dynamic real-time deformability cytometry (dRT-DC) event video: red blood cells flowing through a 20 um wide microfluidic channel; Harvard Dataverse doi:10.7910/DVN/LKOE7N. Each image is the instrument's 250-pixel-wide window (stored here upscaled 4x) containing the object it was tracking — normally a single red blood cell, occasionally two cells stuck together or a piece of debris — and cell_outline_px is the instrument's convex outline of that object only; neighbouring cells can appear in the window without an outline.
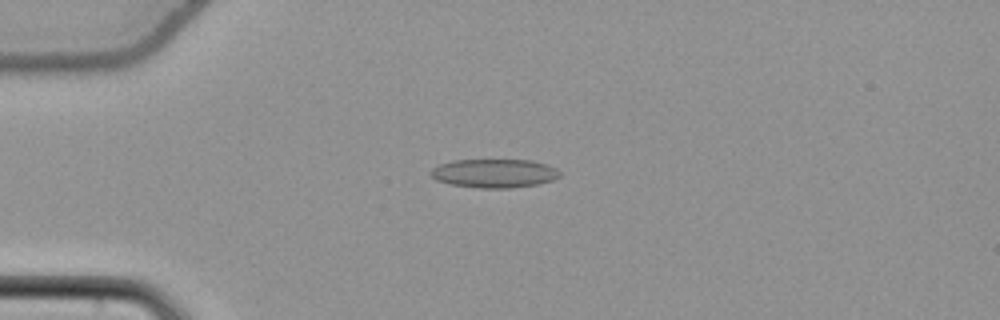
{"species": "common noctule bat (a hibernating species)", "species_latin": "Nyctalus noctula", "temperature_condition": "cold", "stored_images_in_passage": 48, "camera_frame_rate_fps": 3000, "um_per_image_px": 0.085, "animal": {"sex": "female", "body_mass_g": 22.7, "forearm_length_mm": 54.2}, "frame": {"image": 1, "passage_image": 8, "time_ms": 2.333, "image_size_px": [1000, 320], "cell_outline_px": [[560, 176], [552, 180], [536, 184], [512, 188], [480, 188], [452, 184], [436, 180], [428, 172], [432, 168], [440, 164], [452, 160], [532, 160], [548, 164], [556, 168], [560, 172]], "centroid_in_image_um": [42.01, 14.72], "position_along_channel_um": 43.0, "area_um2": 21.62}}
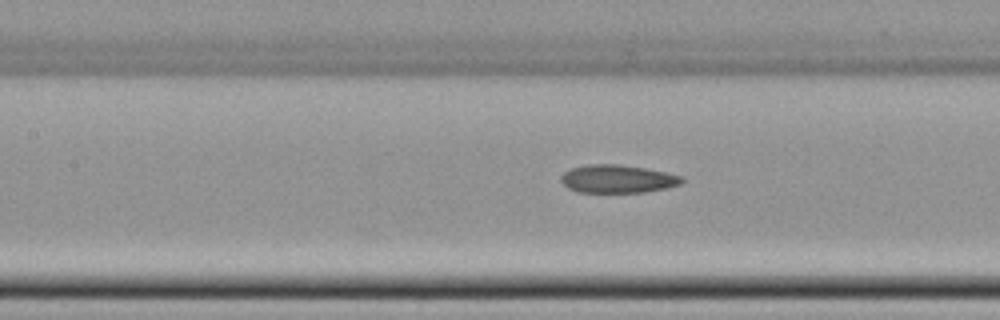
{"frame": {"image": 2, "passage_image": 19, "time_ms": 6.0, "image_size_px": [1000, 320], "cell_outline_px": [[684, 180], [680, 184], [668, 188], [644, 192], [576, 192], [568, 188], [560, 180], [560, 176], [564, 172], [572, 168], [588, 164], [616, 164], [644, 168], [684, 176]], "centroid_in_image_um": [52.49, 15.21], "position_along_channel_um": 154.9, "area_um2": 19.77}}
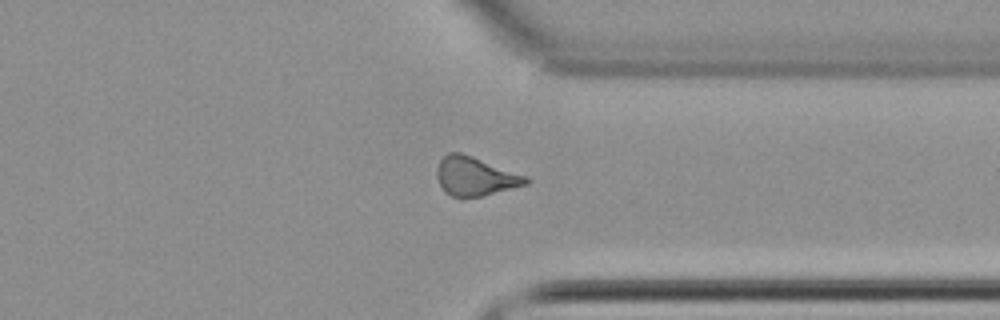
{"frame": {"image": 3, "passage_image": 36, "time_ms": 11.667, "image_size_px": [1000, 320], "cell_outline_px": [[532, 180], [528, 184], [480, 196], [460, 200], [444, 192], [436, 176], [436, 168], [440, 160], [448, 152], [460, 152], [472, 156], [528, 176]], "centroid_in_image_um": [40.37, 15.0], "position_along_channel_um": 371.0, "area_um2": 20.46}, "authors_computed_cell_mechanics": {"area_um2": 20.3167, "velocity_mm_per_s": 3.8245, "shape_relaxation_time_tau1_ms": null, "shape_relaxation_time_tau2_ms": 3.559, "deformation_change_tau1": null, "deformation_change_tau2": 0.1047}}